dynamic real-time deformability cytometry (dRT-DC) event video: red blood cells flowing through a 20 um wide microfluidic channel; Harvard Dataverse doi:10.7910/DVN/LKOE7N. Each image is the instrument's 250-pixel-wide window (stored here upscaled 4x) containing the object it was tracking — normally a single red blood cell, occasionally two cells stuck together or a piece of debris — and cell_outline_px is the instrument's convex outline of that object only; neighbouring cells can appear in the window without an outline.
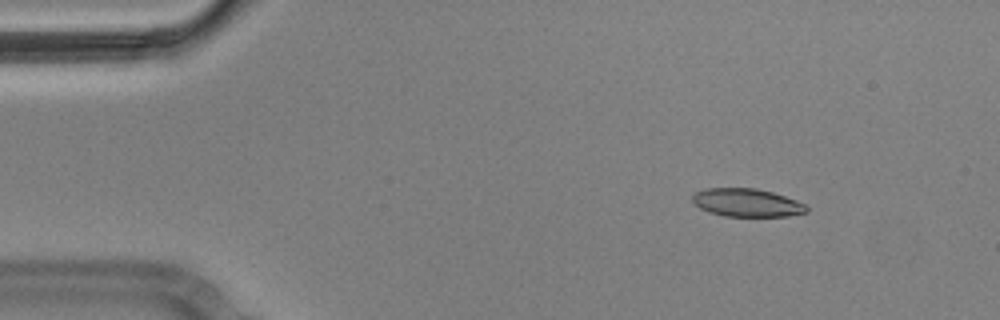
{"species": "Egyptian fruit bat (a non-hibernating species)", "species_latin": "Rousettus aegyptiacus", "temperature_condition": "cold", "stored_images_in_passage": 10, "camera_frame_rate_fps": 3000, "um_per_image_px": 0.085, "animal": {"sex": "male"}, "frame": {"image": 1, "passage_image": 2, "time_ms": 0.333, "image_size_px": [1000, 320], "cell_outline_px": [[808, 212], [788, 216], [724, 216], [708, 212], [700, 208], [692, 200], [692, 196], [696, 192], [704, 188], [756, 188], [772, 192], [796, 200], [804, 204], [808, 208]], "centroid_in_image_um": [63.48, 17.23], "position_along_channel_um": 21.5, "area_um2": 18.67}}
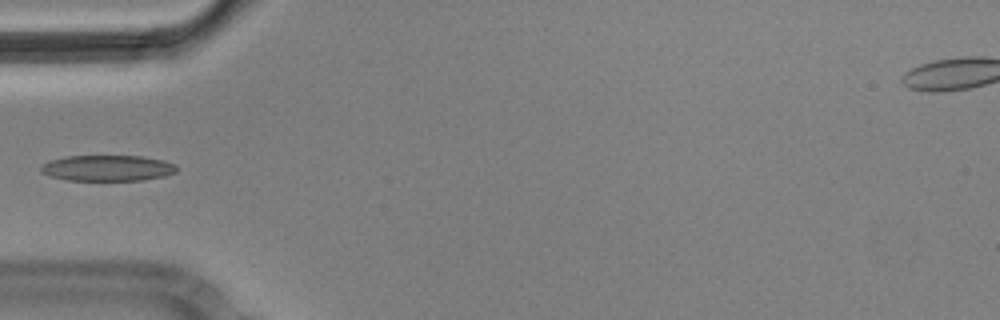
{"frame": {"image": 2, "passage_image": 5, "time_ms": 1.333, "image_size_px": [1000, 320], "cell_outline_px": [[176, 172], [164, 176], [140, 180], [68, 180], [48, 176], [40, 172], [40, 168], [48, 160], [64, 156], [140, 156], [164, 160], [176, 164]], "centroid_in_image_um": [9.1, 14.28], "position_along_channel_um": 75.9, "area_um2": 20.52}}
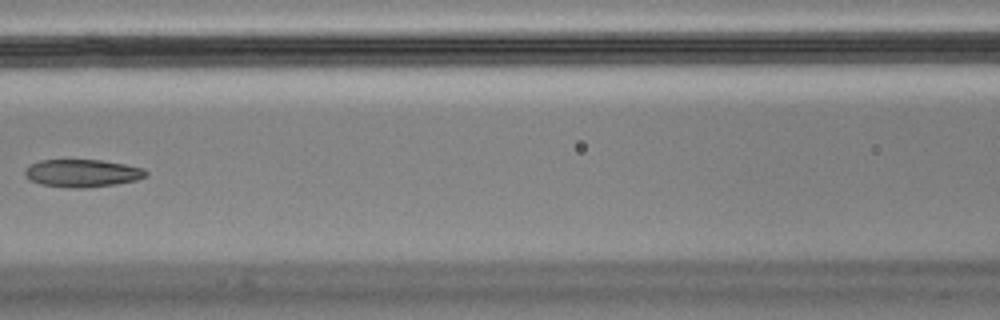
{"frame": {"image": 3, "passage_image": 7, "time_ms": 2.0, "image_size_px": [1000, 320], "cell_outline_px": [[148, 176], [136, 180], [116, 184], [84, 188], [68, 188], [40, 184], [32, 180], [24, 172], [32, 164], [40, 160], [100, 160], [124, 164], [144, 168], [148, 172]], "centroid_in_image_um": [7.06, 14.72], "position_along_channel_um": 159.5, "area_um2": 19.36}}